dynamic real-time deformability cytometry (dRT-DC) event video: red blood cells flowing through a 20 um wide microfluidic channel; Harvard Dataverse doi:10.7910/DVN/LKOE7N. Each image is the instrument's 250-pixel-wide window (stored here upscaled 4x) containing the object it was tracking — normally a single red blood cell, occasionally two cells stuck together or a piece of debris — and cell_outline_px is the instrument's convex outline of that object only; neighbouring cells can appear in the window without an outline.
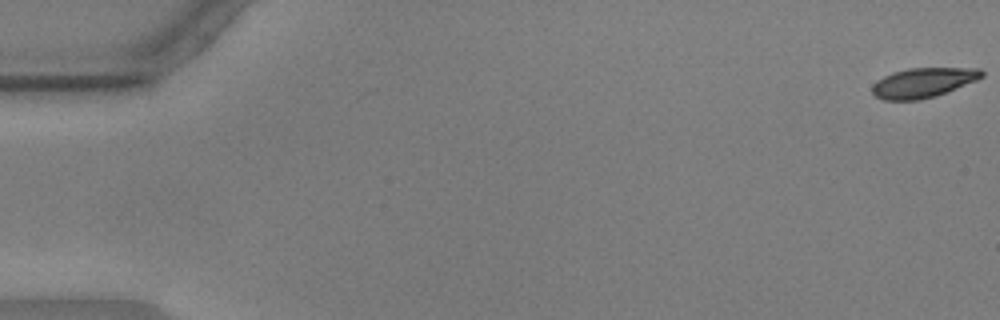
{"species": "common noctule bat (a hibernating species)", "species_latin": "Nyctalus noctula", "temperature_condition": "warm", "stored_images_in_passage": 57, "camera_frame_rate_fps": 3000, "um_per_image_px": 0.085, "animal": {"sex": "male", "body_mass_g": 17.9, "forearm_length_mm": 54.2}, "frame": {"image": 1, "passage_image": 1, "time_ms": 0.0, "image_size_px": [1000, 320], "cell_outline_px": [[984, 76], [976, 80], [936, 96], [920, 100], [884, 100], [876, 96], [872, 92], [872, 84], [884, 76], [892, 72], [908, 68], [980, 68], [984, 72]], "centroid_in_image_um": [78.46, 7.02], "position_along_channel_um": 6.5, "area_um2": 18.96}}
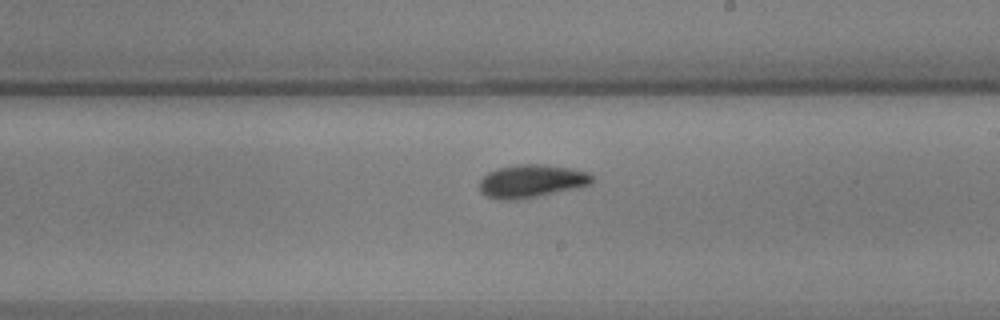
{"frame": {"image": 2, "passage_image": 34, "time_ms": 11.0, "image_size_px": [1000, 320], "cell_outline_px": [[592, 184], [580, 188], [516, 200], [500, 200], [488, 196], [480, 192], [480, 180], [488, 172], [496, 168], [516, 164], [544, 164], [572, 168], [592, 172]], "centroid_in_image_um": [45.22, 15.38], "position_along_channel_um": 243.8, "area_um2": 22.02}}
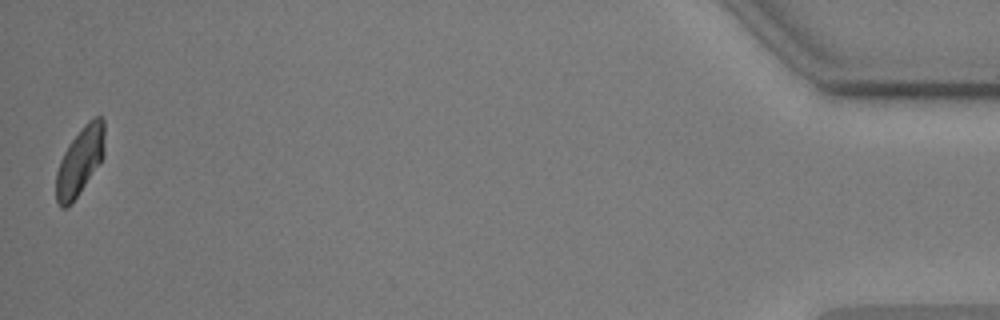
{"frame": {"image": 3, "passage_image": 57, "time_ms": 18.667, "image_size_px": [1000, 320], "cell_outline_px": [[104, 156], [76, 196], [64, 208], [60, 208], [56, 200], [56, 172], [60, 160], [68, 144], [84, 124], [88, 120], [96, 116], [100, 116], [104, 120]], "centroid_in_image_um": [6.79, 13.64], "position_along_channel_um": 428.4, "area_um2": 18.84}, "authors_computed_cell_mechanics": {"area_um2": 20.1144, "velocity_mm_per_s": 3.5688, "shape_relaxation_time_tau1_ms": 4.844, "shape_relaxation_time_tau2_ms": 7.1969, "deformation_change_tau1": 0.1229, "deformation_change_tau2": 0.0958}}